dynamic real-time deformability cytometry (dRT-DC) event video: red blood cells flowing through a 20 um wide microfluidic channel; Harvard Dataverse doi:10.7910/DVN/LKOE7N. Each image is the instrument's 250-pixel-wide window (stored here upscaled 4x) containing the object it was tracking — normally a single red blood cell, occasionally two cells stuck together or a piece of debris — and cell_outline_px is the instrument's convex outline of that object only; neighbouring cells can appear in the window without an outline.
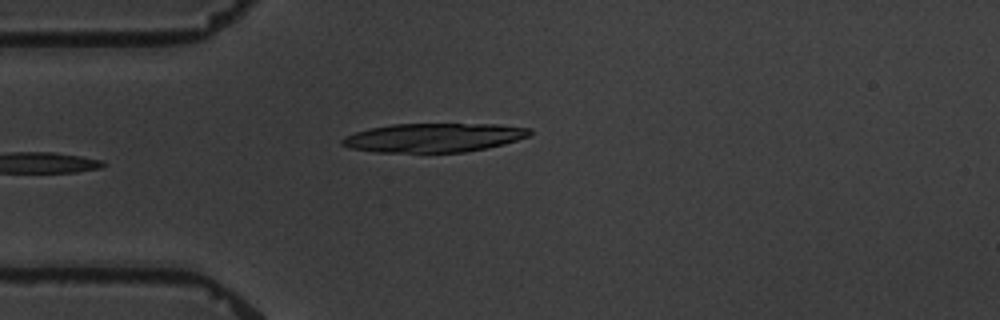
{"species": "common noctule bat (a hibernating species)", "species_latin": "Nyctalus noctula", "temperature_condition": "warm", "stored_images_in_passage": 3, "camera_frame_rate_fps": 3000, "um_per_image_px": 0.085, "animal": {"sex": "male", "body_mass_g": 19.5, "forearm_length_mm": 54.6}, "frame": {"image": 1, "passage_image": 3, "time_ms": 2.333, "image_size_px": [1000, 320], "cell_outline_px": [[532, 132], [528, 136], [504, 144], [464, 152], [376, 152], [352, 148], [340, 144], [340, 140], [344, 136], [356, 132], [372, 128], [392, 124], [500, 124], [532, 128]], "centroid_in_image_um": [36.88, 11.69], "position_along_channel_um": 48.1, "area_um2": 31.5}}